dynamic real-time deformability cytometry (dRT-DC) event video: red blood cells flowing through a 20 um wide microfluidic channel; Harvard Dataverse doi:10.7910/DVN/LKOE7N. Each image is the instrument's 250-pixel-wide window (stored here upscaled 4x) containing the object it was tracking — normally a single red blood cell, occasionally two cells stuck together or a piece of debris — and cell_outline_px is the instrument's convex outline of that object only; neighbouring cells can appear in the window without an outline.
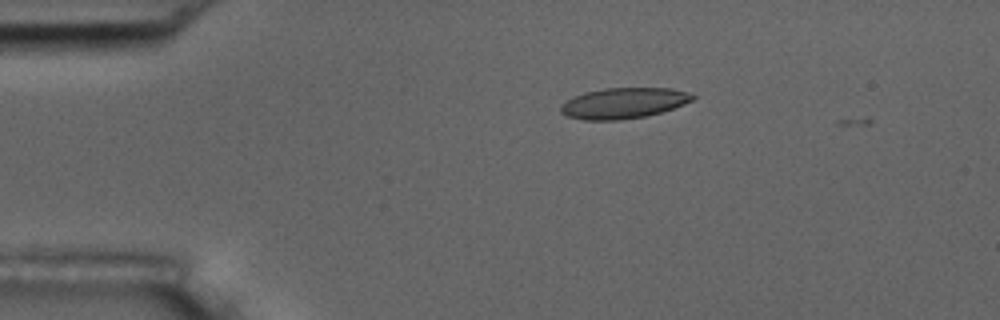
{"species": "common noctule bat (a hibernating species)", "species_latin": "Nyctalus noctula", "temperature_condition": "room temperature", "stored_images_in_passage": 3, "camera_frame_rate_fps": 3000, "um_per_image_px": 0.085, "animal": {"sex": "male", "body_mass_g": 17.5, "forearm_length_mm": 52.3}, "frame": {"image": 1, "passage_image": 2, "time_ms": 1.0, "image_size_px": [1000, 320], "cell_outline_px": [[696, 96], [692, 100], [684, 104], [648, 116], [620, 120], [584, 120], [568, 116], [560, 112], [560, 108], [572, 96], [584, 92], [604, 88], [672, 88], [688, 92]], "centroid_in_image_um": [53.01, 8.76], "position_along_channel_um": 32.0, "area_um2": 23.58}}